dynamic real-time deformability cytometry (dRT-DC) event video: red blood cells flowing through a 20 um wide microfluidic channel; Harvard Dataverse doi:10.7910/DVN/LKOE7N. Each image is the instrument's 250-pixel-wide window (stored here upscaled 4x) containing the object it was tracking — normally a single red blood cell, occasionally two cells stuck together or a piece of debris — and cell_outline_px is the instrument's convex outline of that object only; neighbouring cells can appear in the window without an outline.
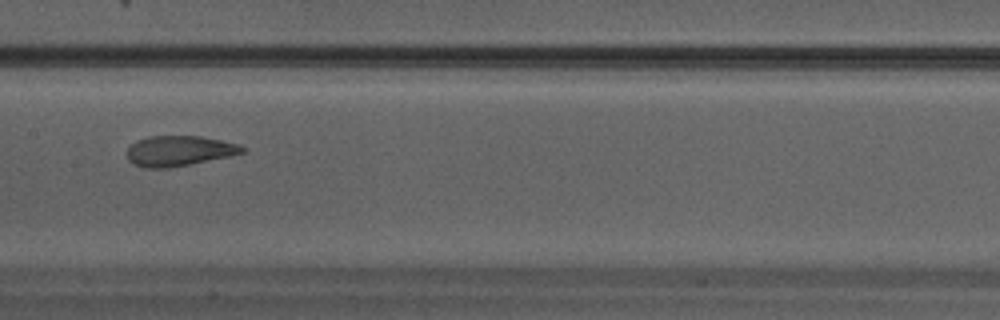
{"species": "Egyptian fruit bat (a non-hibernating species)", "species_latin": "Rousettus aegyptiacus", "temperature_condition": "warm", "stored_images_in_passage": 22, "camera_frame_rate_fps": 3000, "um_per_image_px": 0.085, "animal": {"sex": "male"}, "frame": {"image": 1, "passage_image": 7, "time_ms": 2.0, "image_size_px": [1000, 320], "cell_outline_px": [[248, 148], [244, 152], [228, 156], [168, 168], [144, 168], [132, 164], [128, 160], [124, 152], [136, 140], [148, 136], [200, 136], [240, 144]], "centroid_in_image_um": [15.17, 12.82], "position_along_channel_um": 192.2, "area_um2": 20.46}}